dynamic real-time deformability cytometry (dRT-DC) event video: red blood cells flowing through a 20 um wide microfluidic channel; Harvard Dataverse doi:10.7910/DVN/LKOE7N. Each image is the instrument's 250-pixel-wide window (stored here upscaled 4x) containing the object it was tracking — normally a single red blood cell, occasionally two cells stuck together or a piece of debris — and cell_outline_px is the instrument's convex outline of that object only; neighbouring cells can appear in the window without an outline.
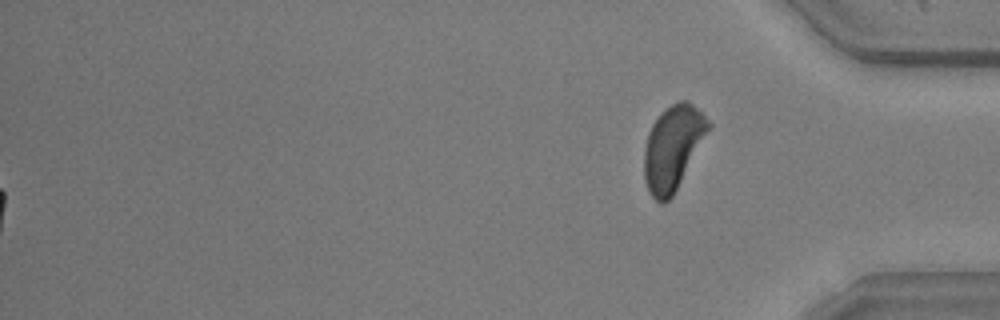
{"species": "common noctule bat (a hibernating species)", "species_latin": "Nyctalus noctula", "temperature_condition": "warm", "stored_images_in_passage": 57, "segment_of_instrument_passage": [2, 2], "camera_frame_rate_fps": 3000, "um_per_image_px": 0.085, "animal": {"sex": "male", "body_mass_g": 20.5, "forearm_length_mm": 52.5}, "frame": {"image": 1, "passage_image": 57, "time_ms": 18.667, "image_size_px": [1000, 320], "cell_outline_px": [[712, 124], [672, 196], [664, 204], [660, 204], [648, 192], [644, 180], [644, 148], [648, 132], [652, 124], [672, 104], [680, 100], [688, 100]], "centroid_in_image_um": [57.16, 12.58], "position_along_channel_um": 378.0, "area_um2": 30.92}}